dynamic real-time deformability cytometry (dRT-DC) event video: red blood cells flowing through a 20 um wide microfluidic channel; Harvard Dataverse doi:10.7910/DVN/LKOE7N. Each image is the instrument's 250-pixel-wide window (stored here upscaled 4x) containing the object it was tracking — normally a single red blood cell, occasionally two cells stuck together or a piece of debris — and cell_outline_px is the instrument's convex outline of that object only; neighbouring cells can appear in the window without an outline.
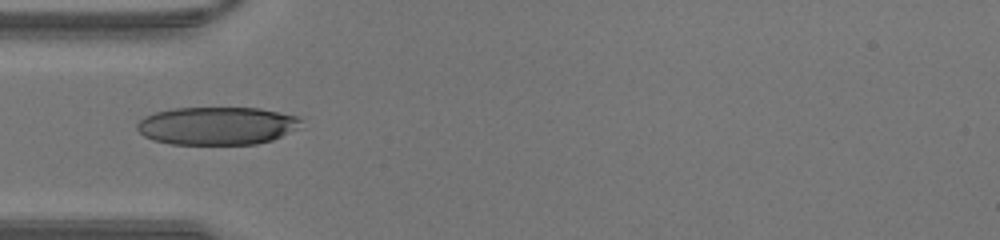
{"species": "human", "species_latin": "Homo sapiens", "temperature_condition": "warm", "stored_images_in_passage": 30, "camera_frame_rate_fps": 3000, "um_per_image_px": 0.085, "donor": {"sex": "male"}, "frame": {"image": 1, "passage_image": 1, "time_ms": 0.0, "image_size_px": [1000, 240], "cell_outline_px": [[300, 128], [272, 140], [256, 144], [172, 144], [152, 140], [144, 136], [136, 128], [136, 124], [144, 116], [156, 112], [172, 108], [260, 108], [300, 116]], "centroid_in_image_um": [18.45, 10.69], "position_along_channel_um": 66.6, "area_um2": 36.47}}
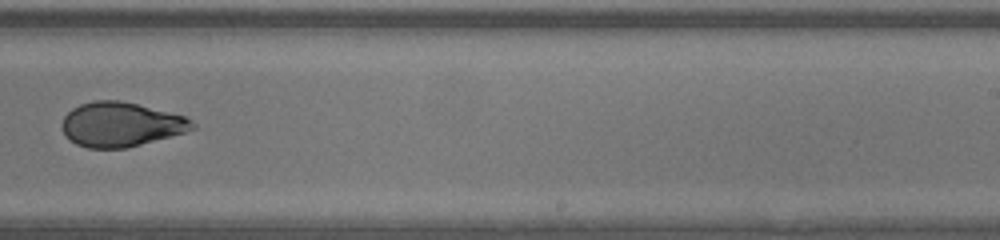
{"frame": {"image": 2, "passage_image": 14, "time_ms": 4.333, "image_size_px": [1000, 240], "cell_outline_px": [[196, 128], [184, 132], [140, 144], [124, 148], [88, 148], [76, 144], [64, 132], [60, 124], [64, 116], [72, 108], [80, 104], [92, 100], [120, 100], [184, 116], [192, 120], [196, 124]], "centroid_in_image_um": [10.24, 10.56], "position_along_channel_um": 278.8, "area_um2": 33.41}}
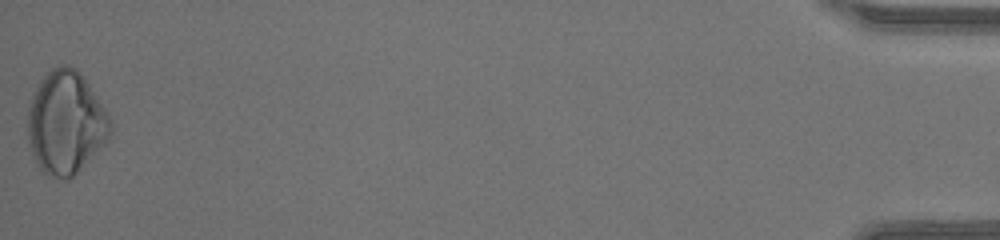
{"frame": {"image": 3, "passage_image": 30, "time_ms": 9.667, "image_size_px": [1000, 240], "cell_outline_px": [[112, 136], [68, 180], [64, 180], [52, 176], [44, 172], [36, 164], [28, 140], [28, 104], [32, 92], [40, 80], [52, 68], [60, 64], [68, 64], [76, 68], [80, 72], [112, 120]], "centroid_in_image_um": [5.58, 10.4], "position_along_channel_um": 429.6, "area_um2": 49.65}}